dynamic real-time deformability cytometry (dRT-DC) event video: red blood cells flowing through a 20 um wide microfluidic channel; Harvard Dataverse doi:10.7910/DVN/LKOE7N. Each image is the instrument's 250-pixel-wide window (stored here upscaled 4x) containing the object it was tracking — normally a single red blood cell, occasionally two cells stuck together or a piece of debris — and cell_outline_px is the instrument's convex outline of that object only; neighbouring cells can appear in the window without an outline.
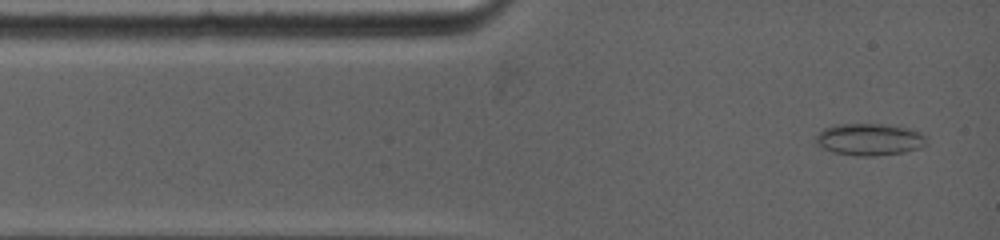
{"species": "common noctule bat (a hibernating species)", "species_latin": "Nyctalus noctula", "temperature_condition": "warm", "stored_images_in_passage": 14, "camera_frame_rate_fps": 5000, "um_per_image_px": 0.085, "animal": {"sex": "female", "body_mass_g": 19.0, "forearm_length_mm": 53.3}, "frame": {"image": 1, "passage_image": 2, "time_ms": 0.4, "image_size_px": [1000, 240], "cell_outline_px": [[928, 144], [920, 148], [904, 152], [872, 156], [860, 156], [832, 152], [816, 144], [816, 136], [824, 128], [832, 124], [880, 124], [904, 128], [920, 132], [928, 136]], "centroid_in_image_um": [73.92, 11.85], "position_along_channel_um": 11.1, "area_um2": 20.63}}
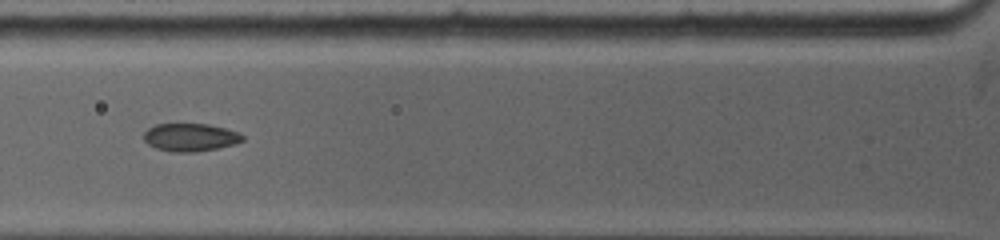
{"frame": {"image": 2, "passage_image": 10, "time_ms": 3.8, "image_size_px": [1000, 240], "cell_outline_px": [[244, 140], [236, 144], [196, 152], [172, 152], [156, 148], [148, 144], [144, 140], [144, 132], [148, 128], [156, 124], [208, 124], [240, 132], [244, 136]], "centroid_in_image_um": [16.19, 11.67], "position_along_channel_um": 109.6, "area_um2": 16.13}}
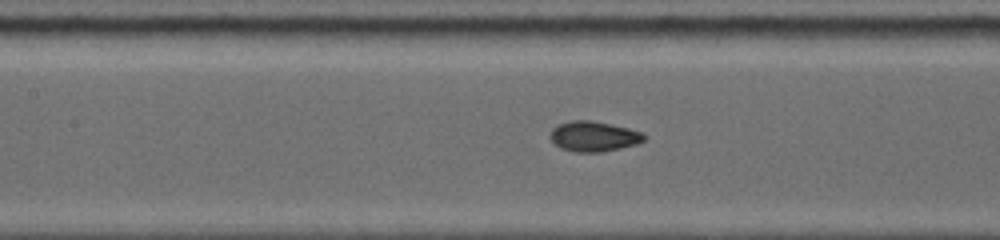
{"frame": {"image": 3, "passage_image": 13, "time_ms": 5.0, "image_size_px": [1000, 240], "cell_outline_px": [[648, 136], [644, 140], [636, 144], [620, 148], [600, 152], [576, 152], [560, 148], [548, 136], [552, 128], [556, 124], [572, 120], [592, 120], [612, 124], [628, 128], [640, 132]], "centroid_in_image_um": [50.44, 11.58], "position_along_channel_um": 157.0, "area_um2": 16.65}}